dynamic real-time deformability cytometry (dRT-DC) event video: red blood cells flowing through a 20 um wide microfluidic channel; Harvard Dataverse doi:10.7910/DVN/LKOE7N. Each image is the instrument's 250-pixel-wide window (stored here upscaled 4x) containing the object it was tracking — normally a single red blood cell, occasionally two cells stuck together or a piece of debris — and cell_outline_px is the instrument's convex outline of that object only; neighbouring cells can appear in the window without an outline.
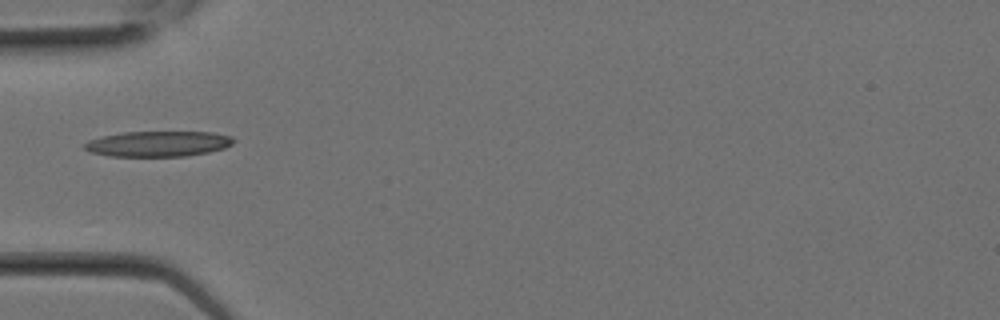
{"species": "Egyptian fruit bat (a non-hibernating species)", "species_latin": "Rousettus aegyptiacus", "temperature_condition": "room temperature", "stored_images_in_passage": 2, "camera_frame_rate_fps": 3000, "um_per_image_px": 0.085, "animal": {"sex": "female"}, "frame": {"image": 1, "passage_image": 2, "time_ms": 0.333, "image_size_px": [1000, 320], "cell_outline_px": [[236, 140], [232, 144], [224, 148], [208, 152], [184, 156], [108, 156], [92, 152], [84, 148], [84, 144], [88, 140], [104, 136], [124, 132], [212, 132], [232, 136]], "centroid_in_image_um": [13.47, 12.22], "position_along_channel_um": 71.5, "area_um2": 22.02}}